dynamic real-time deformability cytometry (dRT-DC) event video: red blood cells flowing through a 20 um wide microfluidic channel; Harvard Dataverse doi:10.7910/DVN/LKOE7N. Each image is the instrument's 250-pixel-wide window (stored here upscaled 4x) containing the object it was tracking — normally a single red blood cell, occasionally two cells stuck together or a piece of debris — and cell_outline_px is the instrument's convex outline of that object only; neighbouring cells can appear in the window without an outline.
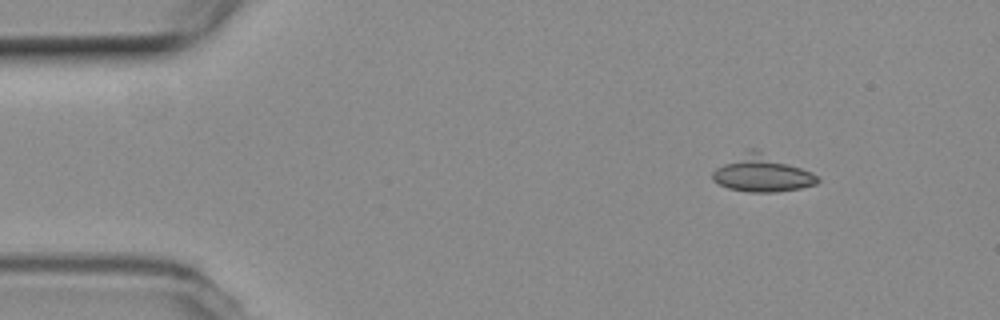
{"species": "common noctule bat (a hibernating species)", "species_latin": "Nyctalus noctula", "temperature_condition": "room temperature", "stored_images_in_passage": 12, "camera_frame_rate_fps": 3000, "um_per_image_px": 0.085, "animal": {"sex": "female", "body_mass_g": 19.3, "forearm_length_mm": 54.1}, "frame": {"image": 1, "passage_image": 1, "time_ms": 0.0, "image_size_px": [1000, 320], "cell_outline_px": [[820, 180], [816, 184], [800, 188], [776, 192], [748, 192], [728, 188], [712, 180], [712, 172], [716, 168], [752, 148], [812, 172]], "centroid_in_image_um": [64.78, 14.78], "position_along_channel_um": 20.2, "area_um2": 21.73}}
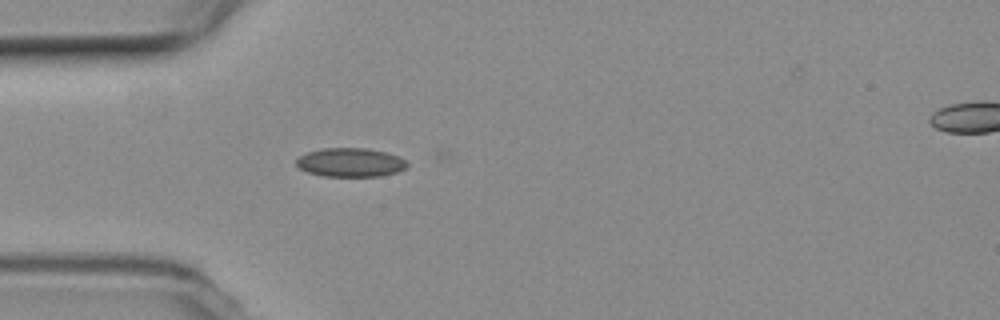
{"frame": {"image": 2, "passage_image": 10, "time_ms": 3.0, "image_size_px": [1000, 320], "cell_outline_px": [[408, 164], [404, 168], [396, 172], [380, 176], [324, 176], [308, 172], [300, 168], [296, 164], [296, 160], [300, 156], [308, 152], [324, 148], [364, 148], [384, 152], [396, 156], [404, 160]], "centroid_in_image_um": [29.75, 13.81], "position_along_channel_um": 55.2, "area_um2": 18.26}}